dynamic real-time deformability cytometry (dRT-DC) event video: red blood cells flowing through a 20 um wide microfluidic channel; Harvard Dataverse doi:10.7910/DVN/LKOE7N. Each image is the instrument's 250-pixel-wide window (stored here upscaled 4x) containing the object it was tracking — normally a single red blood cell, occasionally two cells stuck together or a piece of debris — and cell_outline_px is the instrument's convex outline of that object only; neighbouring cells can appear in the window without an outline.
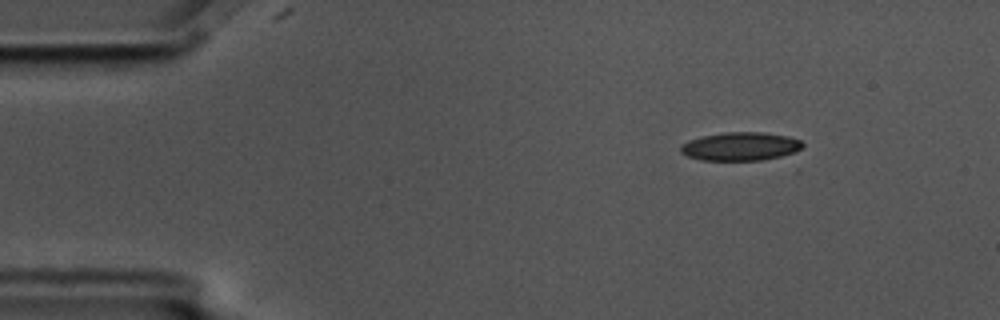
{"species": "common noctule bat (a hibernating species)", "species_latin": "Nyctalus noctula", "temperature_condition": "cold", "stored_images_in_passage": 9, "camera_frame_rate_fps": 3000, "um_per_image_px": 0.085, "animal": {"sex": "male", "body_mass_g": 17.5, "forearm_length_mm": 52.3}, "frame": {"image": 1, "passage_image": 1, "time_ms": 0.0, "image_size_px": [1000, 320], "cell_outline_px": [[804, 148], [788, 156], [764, 160], [700, 160], [688, 156], [680, 152], [680, 148], [688, 140], [700, 136], [724, 132], [760, 132], [788, 136], [800, 140], [804, 144]], "centroid_in_image_um": [63.0, 12.45], "position_along_channel_um": 22.0, "area_um2": 20.52}}
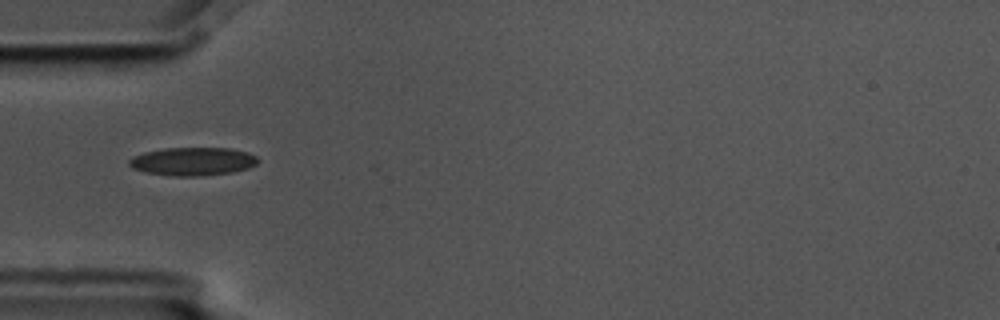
{"frame": {"image": 2, "passage_image": 4, "time_ms": 1.0, "image_size_px": [1000, 320], "cell_outline_px": [[260, 160], [256, 164], [248, 168], [232, 172], [200, 176], [172, 176], [144, 172], [132, 168], [128, 164], [128, 160], [132, 156], [144, 152], [164, 148], [232, 148], [248, 152], [256, 156]], "centroid_in_image_um": [16.37, 13.72], "position_along_channel_um": 68.6, "area_um2": 21.39}}